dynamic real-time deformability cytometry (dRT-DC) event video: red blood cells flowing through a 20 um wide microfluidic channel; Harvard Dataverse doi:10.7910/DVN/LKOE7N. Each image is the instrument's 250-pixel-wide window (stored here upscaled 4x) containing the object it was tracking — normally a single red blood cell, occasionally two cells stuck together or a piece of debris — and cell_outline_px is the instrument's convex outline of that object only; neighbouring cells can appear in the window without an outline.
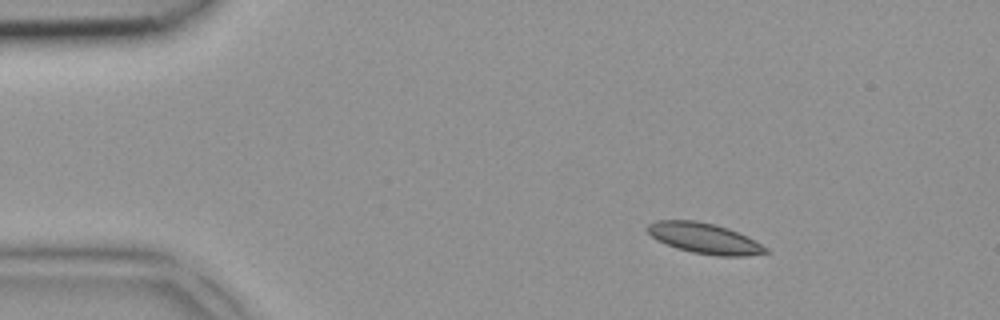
{"species": "common noctule bat (a hibernating species)", "species_latin": "Nyctalus noctula", "temperature_condition": "room temperature", "stored_images_in_passage": 4, "camera_frame_rate_fps": 3000, "um_per_image_px": 0.085, "animal": {"sex": "female", "body_mass_g": 18.4}, "frame": {"image": 1, "passage_image": 1, "time_ms": 0.0, "image_size_px": [1000, 320], "cell_outline_px": [[768, 252], [744, 256], [716, 256], [692, 252], [676, 248], [656, 240], [648, 232], [648, 224], [656, 220], [696, 220], [728, 228], [748, 236], [756, 240], [768, 248]], "centroid_in_image_um": [59.88, 20.26], "position_along_channel_um": 25.1, "area_um2": 21.04}}
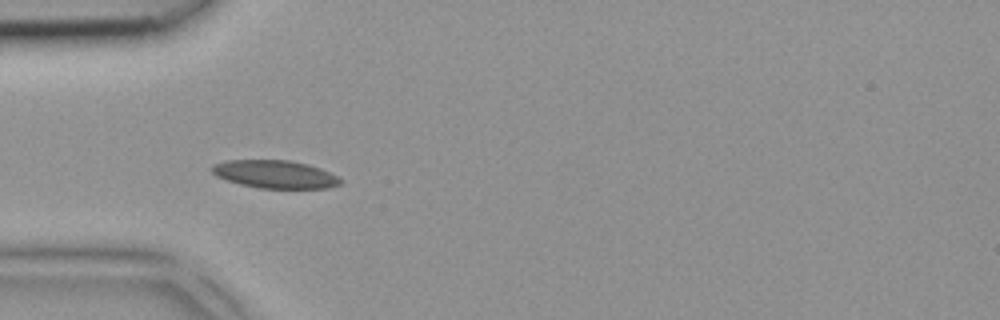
{"frame": {"image": 2, "passage_image": 3, "time_ms": 0.667, "image_size_px": [1000, 320], "cell_outline_px": [[344, 180], [340, 184], [328, 188], [260, 188], [240, 184], [216, 176], [208, 168], [212, 164], [228, 160], [288, 160], [308, 164], [320, 168]], "centroid_in_image_um": [23.35, 14.8], "position_along_channel_um": 61.6, "area_um2": 20.92}}